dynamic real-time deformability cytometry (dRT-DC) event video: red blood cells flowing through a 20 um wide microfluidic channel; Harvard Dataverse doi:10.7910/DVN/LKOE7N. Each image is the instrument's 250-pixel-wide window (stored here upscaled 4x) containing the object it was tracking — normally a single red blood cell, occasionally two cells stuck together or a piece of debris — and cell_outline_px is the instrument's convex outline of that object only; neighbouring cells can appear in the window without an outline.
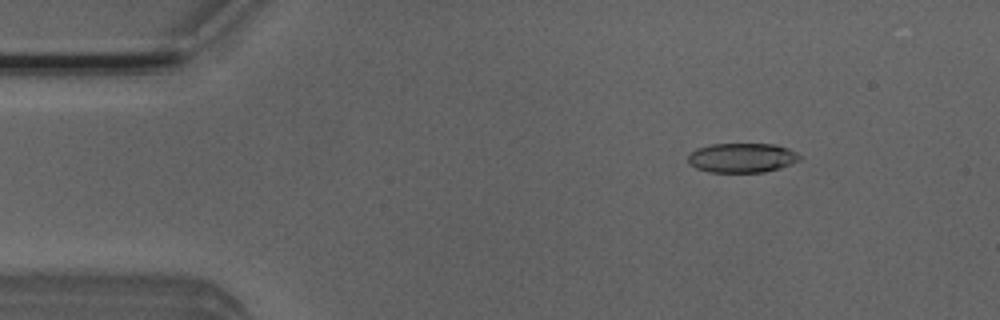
{"species": "Egyptian fruit bat (a non-hibernating species)", "species_latin": "Rousettus aegyptiacus", "temperature_condition": "room temperature", "stored_images_in_passage": 16, "camera_frame_rate_fps": 3000, "um_per_image_px": 0.085, "animal": {"sex": "male"}, "frame": {"image": 1, "passage_image": 7, "time_ms": 2.0, "image_size_px": [1000, 320], "cell_outline_px": [[800, 160], [780, 168], [764, 172], [708, 172], [696, 168], [688, 164], [688, 156], [696, 148], [712, 144], [776, 144], [788, 148], [796, 152], [800, 156]], "centroid_in_image_um": [63.06, 13.41], "position_along_channel_um": 21.9, "area_um2": 19.25}}